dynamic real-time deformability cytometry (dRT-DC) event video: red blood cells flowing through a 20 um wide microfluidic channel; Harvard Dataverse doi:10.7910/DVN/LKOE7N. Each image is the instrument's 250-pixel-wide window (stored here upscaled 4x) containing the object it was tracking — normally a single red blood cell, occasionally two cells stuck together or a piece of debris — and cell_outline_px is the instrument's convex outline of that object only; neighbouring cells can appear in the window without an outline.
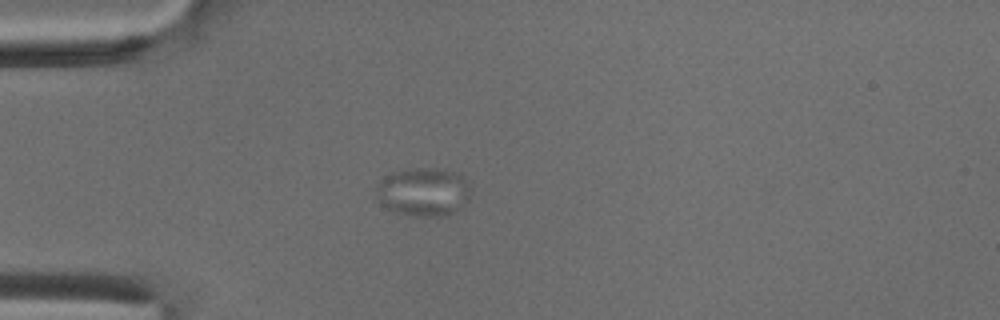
{"species": "common noctule bat (a hibernating species)", "species_latin": "Nyctalus noctula", "temperature_condition": "cold", "stored_images_in_passage": 39, "camera_frame_rate_fps": 3000, "um_per_image_px": 0.085, "animal": {"sex": "male", "body_mass_g": 18.8}, "frame": {"image": 1, "passage_image": 1, "time_ms": 0.0, "image_size_px": [1000, 320], "cell_outline_px": [[468, 200], [464, 208], [448, 216], [412, 216], [396, 212], [388, 208], [376, 196], [376, 188], [384, 176], [392, 172], [412, 168], [444, 168], [460, 172], [468, 184]], "centroid_in_image_um": [36.04, 16.3], "position_along_channel_um": 49.0, "area_um2": 27.05}}
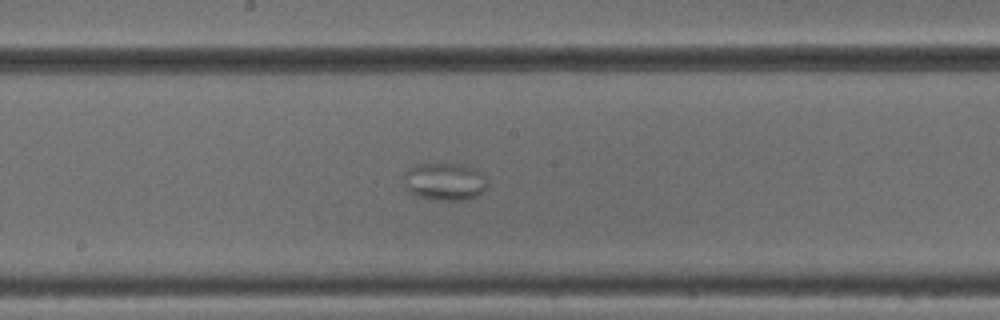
{"frame": {"image": 2, "passage_image": 15, "time_ms": 4.667, "image_size_px": [1000, 320], "cell_outline_px": [[488, 184], [484, 192], [476, 196], [464, 200], [440, 200], [416, 196], [404, 184], [404, 172], [408, 168], [416, 164], [464, 164], [484, 176], [488, 180]], "centroid_in_image_um": [37.8, 15.43], "position_along_channel_um": 210.4, "area_um2": 18.21}}
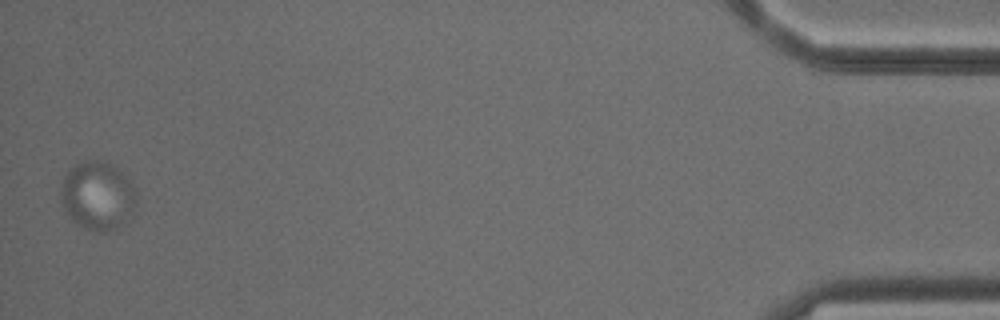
{"frame": {"image": 3, "passage_image": 39, "time_ms": 12.667, "image_size_px": [1000, 320], "cell_outline_px": [[136, 204], [132, 216], [124, 224], [116, 228], [104, 232], [96, 232], [84, 228], [76, 224], [72, 220], [60, 204], [60, 192], [64, 176], [76, 164], [84, 160], [104, 160], [116, 168], [132, 184], [136, 192]], "centroid_in_image_um": [8.29, 16.67], "position_along_channel_um": 426.9, "area_um2": 30.46}}